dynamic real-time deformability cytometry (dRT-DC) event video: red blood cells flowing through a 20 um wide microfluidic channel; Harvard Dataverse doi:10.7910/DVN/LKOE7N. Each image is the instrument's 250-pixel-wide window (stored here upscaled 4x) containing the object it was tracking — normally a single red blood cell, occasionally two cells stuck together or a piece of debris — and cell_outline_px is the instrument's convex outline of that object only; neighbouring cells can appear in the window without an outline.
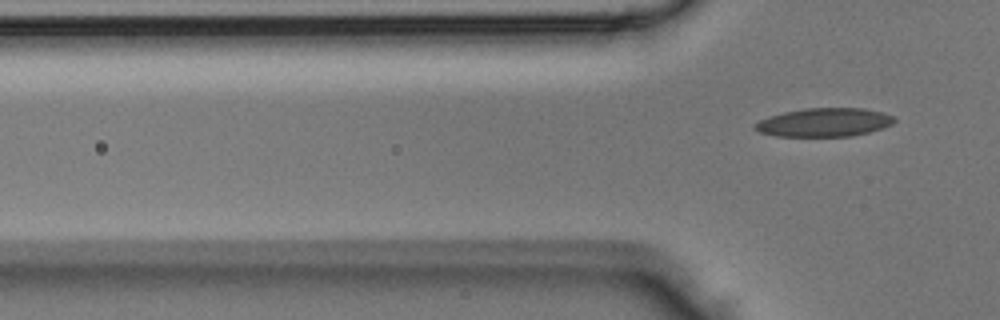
{"species": "Egyptian fruit bat (a non-hibernating species)", "species_latin": "Rousettus aegyptiacus", "temperature_condition": "room temperature", "stored_images_in_passage": 4, "segment_of_instrument_passage": [2, 2], "camera_frame_rate_fps": 3000, "um_per_image_px": 0.085, "animal": {"sex": "male"}, "frame": {"image": 1, "passage_image": 4, "time_ms": 1.0, "image_size_px": [1000, 320], "cell_outline_px": [[896, 120], [892, 124], [884, 128], [852, 136], [776, 136], [760, 132], [756, 128], [756, 124], [760, 120], [768, 116], [784, 112], [804, 108], [864, 108], [884, 112], [896, 116]], "centroid_in_image_um": [70.13, 10.39], "position_along_channel_um": 55.7, "area_um2": 23.24}}